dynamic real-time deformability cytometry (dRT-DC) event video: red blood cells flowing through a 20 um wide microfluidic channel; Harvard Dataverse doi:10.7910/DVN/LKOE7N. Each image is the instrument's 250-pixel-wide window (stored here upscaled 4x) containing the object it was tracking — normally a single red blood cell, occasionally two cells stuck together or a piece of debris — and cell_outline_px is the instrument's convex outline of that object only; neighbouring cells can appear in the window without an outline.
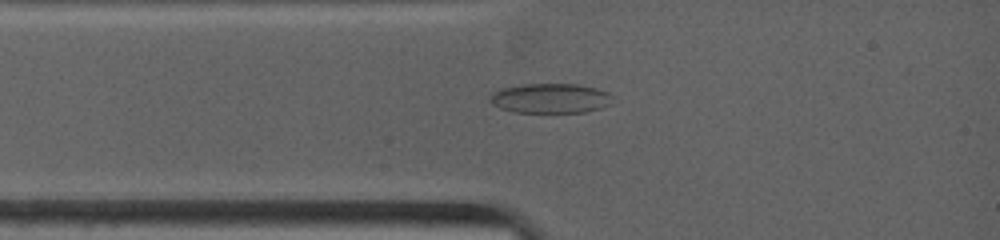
{"species": "common noctule bat (a hibernating species)", "species_latin": "Nyctalus noctula", "temperature_condition": "warm", "stored_images_in_passage": 6, "camera_frame_rate_fps": 4500, "um_per_image_px": 0.085, "animal": {"sex": "female", "body_mass_g": 19.0, "forearm_length_mm": 53.3}, "frame": {"image": 1, "passage_image": 1, "time_ms": 0.0, "image_size_px": [1000, 240], "cell_outline_px": [[612, 96], [608, 104], [600, 108], [584, 112], [516, 112], [500, 108], [492, 104], [488, 96], [492, 92], [504, 88], [524, 84], [576, 84], [596, 88], [608, 92]], "centroid_in_image_um": [46.75, 8.35], "position_along_channel_um": 38.2, "area_um2": 21.04}}
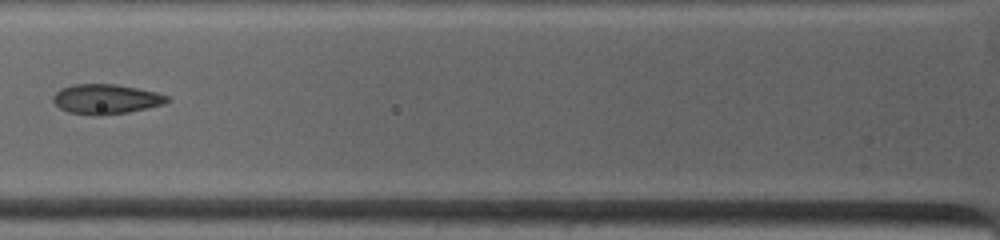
{"frame": {"image": 2, "passage_image": 3, "time_ms": 2.0, "image_size_px": [1000, 240], "cell_outline_px": [[172, 100], [164, 104], [148, 108], [128, 112], [100, 116], [92, 116], [68, 112], [60, 108], [52, 100], [52, 96], [60, 88], [72, 84], [116, 84], [156, 92], [168, 96]], "centroid_in_image_um": [9.0, 8.43], "position_along_channel_um": 116.8, "area_um2": 20.06}}
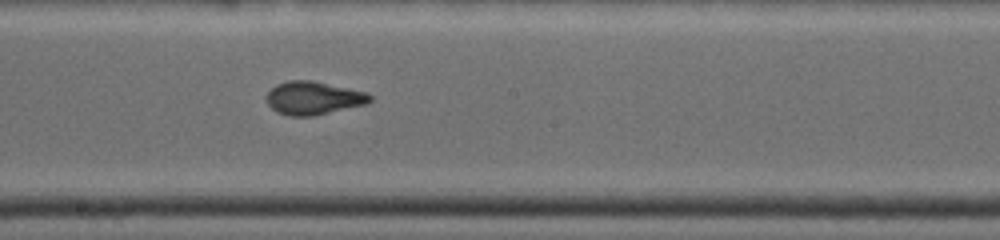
{"frame": {"image": 3, "passage_image": 6, "time_ms": 4.667, "image_size_px": [1000, 240], "cell_outline_px": [[372, 100], [368, 104], [312, 116], [288, 116], [276, 112], [268, 104], [268, 92], [276, 84], [288, 80], [312, 80], [368, 92], [372, 96]], "centroid_in_image_um": [26.68, 8.33], "position_along_channel_um": 221.5, "area_um2": 20.11}}